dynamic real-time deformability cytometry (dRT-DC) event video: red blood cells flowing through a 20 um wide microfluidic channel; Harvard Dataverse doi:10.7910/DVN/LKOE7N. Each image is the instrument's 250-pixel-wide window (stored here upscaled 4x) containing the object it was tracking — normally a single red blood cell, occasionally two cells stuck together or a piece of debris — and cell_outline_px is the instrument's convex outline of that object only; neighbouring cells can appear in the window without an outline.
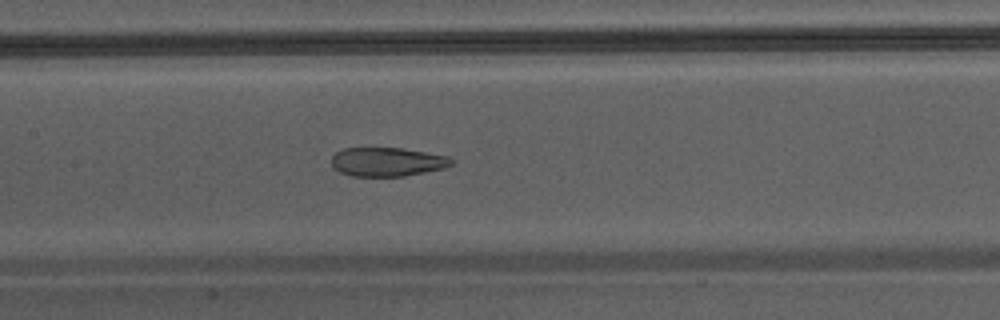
{"species": "Egyptian fruit bat (a non-hibernating species)", "species_latin": "Rousettus aegyptiacus", "temperature_condition": "warm", "stored_images_in_passage": 32, "camera_frame_rate_fps": 3000, "um_per_image_px": 0.085, "animal": {"sex": "male"}, "frame": {"image": 1, "passage_image": 14, "time_ms": 4.333, "image_size_px": [1000, 320], "cell_outline_px": [[456, 160], [452, 164], [444, 168], [404, 176], [352, 176], [340, 172], [332, 168], [332, 156], [336, 152], [344, 148], [400, 148], [448, 156]], "centroid_in_image_um": [32.91, 13.76], "position_along_channel_um": 174.5, "area_um2": 20.17}}
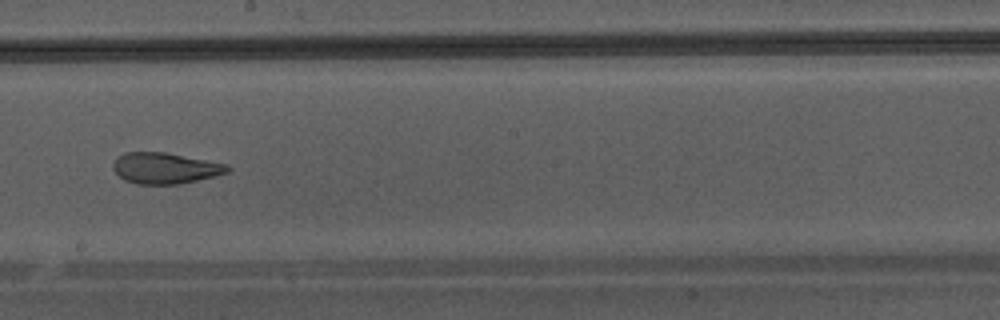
{"frame": {"image": 2, "passage_image": 18, "time_ms": 5.667, "image_size_px": [1000, 320], "cell_outline_px": [[232, 168], [228, 172], [216, 176], [180, 184], [136, 184], [124, 180], [112, 168], [112, 164], [124, 152], [164, 152], [228, 164]], "centroid_in_image_um": [14.06, 14.3], "position_along_channel_um": 234.1, "area_um2": 20.69}}